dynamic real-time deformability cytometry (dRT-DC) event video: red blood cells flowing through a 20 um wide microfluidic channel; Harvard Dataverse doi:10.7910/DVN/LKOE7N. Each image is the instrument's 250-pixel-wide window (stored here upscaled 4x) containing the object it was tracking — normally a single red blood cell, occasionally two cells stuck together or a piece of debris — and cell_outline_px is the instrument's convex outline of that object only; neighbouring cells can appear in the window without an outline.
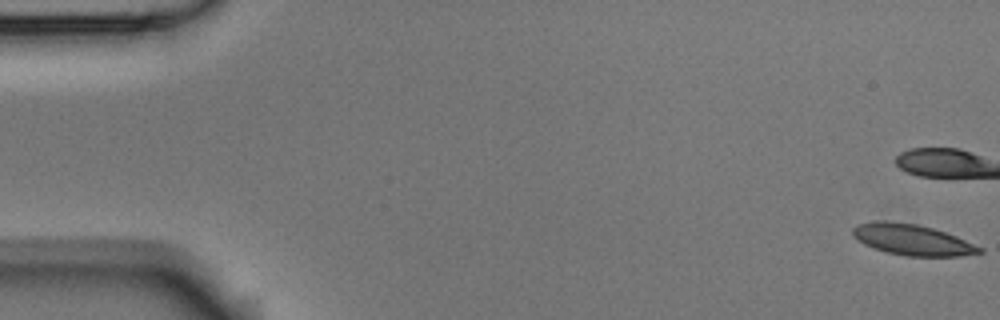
{"species": "Egyptian fruit bat (a non-hibernating species)", "species_latin": "Rousettus aegyptiacus", "temperature_condition": "room temperature", "stored_images_in_passage": 4, "camera_frame_rate_fps": 3000, "um_per_image_px": 0.085, "animal": {"sex": "male"}, "frame": {"image": 1, "passage_image": 1, "time_ms": 0.0, "image_size_px": [1000, 320], "cell_outline_px": [[984, 252], [960, 256], [904, 256], [888, 252], [864, 244], [856, 240], [852, 236], [852, 228], [856, 224], [876, 220], [884, 220], [916, 224], [932, 228], [956, 236], [984, 248]], "centroid_in_image_um": [77.51, 20.37], "position_along_channel_um": 7.5, "area_um2": 22.89}}